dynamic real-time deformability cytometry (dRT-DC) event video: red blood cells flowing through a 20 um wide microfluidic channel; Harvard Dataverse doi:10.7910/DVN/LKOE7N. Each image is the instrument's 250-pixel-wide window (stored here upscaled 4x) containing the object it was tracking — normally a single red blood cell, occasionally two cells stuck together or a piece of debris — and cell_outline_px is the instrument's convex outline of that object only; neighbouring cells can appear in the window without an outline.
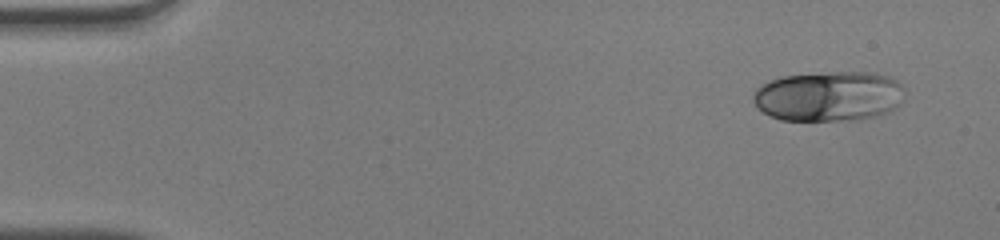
{"species": "human", "species_latin": "Homo sapiens", "temperature_condition": "warm", "stored_images_in_passage": 47, "camera_frame_rate_fps": 3000, "um_per_image_px": 0.085, "donor": {"sex": "male"}, "frame": {"image": 1, "passage_image": 1, "time_ms": 0.0, "image_size_px": [1000, 240], "cell_outline_px": [[904, 100], [896, 108], [860, 120], [780, 120], [756, 108], [752, 100], [752, 96], [756, 88], [760, 84], [784, 76], [836, 72], [868, 72], [888, 76], [896, 80], [900, 84]], "centroid_in_image_um": [70.41, 8.18], "position_along_channel_um": 14.6, "area_um2": 44.1}}
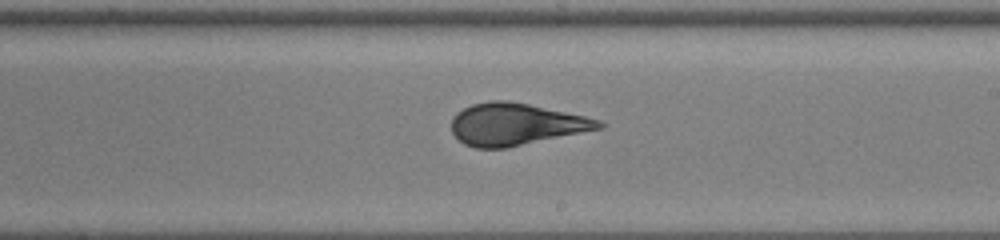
{"frame": {"image": 2, "passage_image": 27, "time_ms": 8.667, "image_size_px": [1000, 240], "cell_outline_px": [[604, 128], [504, 148], [476, 148], [464, 144], [452, 132], [452, 116], [456, 112], [472, 104], [488, 100], [508, 100], [528, 104], [584, 116], [600, 120], [604, 124]], "centroid_in_image_um": [43.82, 10.55], "position_along_channel_um": 245.2, "area_um2": 35.84}}
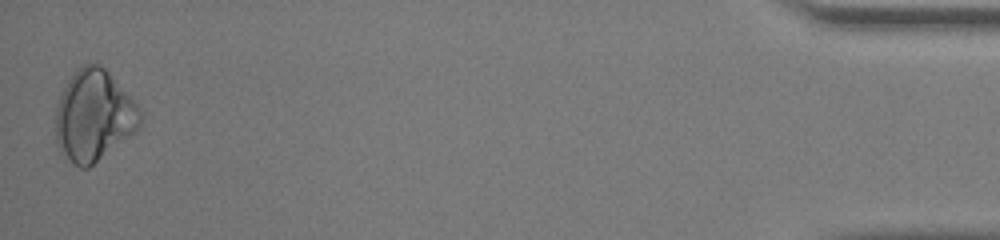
{"frame": {"image": 3, "passage_image": 47, "time_ms": 15.333, "image_size_px": [1000, 240], "cell_outline_px": [[140, 124], [132, 132], [88, 168], [80, 168], [60, 152], [56, 144], [56, 108], [60, 96], [72, 72], [84, 64], [100, 64], [108, 72], [136, 104], [140, 112]], "centroid_in_image_um": [7.91, 9.82], "position_along_channel_um": 427.3, "area_um2": 43.81}, "authors_computed_cell_mechanics": {"area_um2": 38.3214, "velocity_mm_per_s": 4.0832, "shape_relaxation_time_tau1_ms": 9.7289, "shape_relaxation_time_tau2_ms": null, "deformation_change_tau1": 0.2398, "deformation_change_tau2": null}}